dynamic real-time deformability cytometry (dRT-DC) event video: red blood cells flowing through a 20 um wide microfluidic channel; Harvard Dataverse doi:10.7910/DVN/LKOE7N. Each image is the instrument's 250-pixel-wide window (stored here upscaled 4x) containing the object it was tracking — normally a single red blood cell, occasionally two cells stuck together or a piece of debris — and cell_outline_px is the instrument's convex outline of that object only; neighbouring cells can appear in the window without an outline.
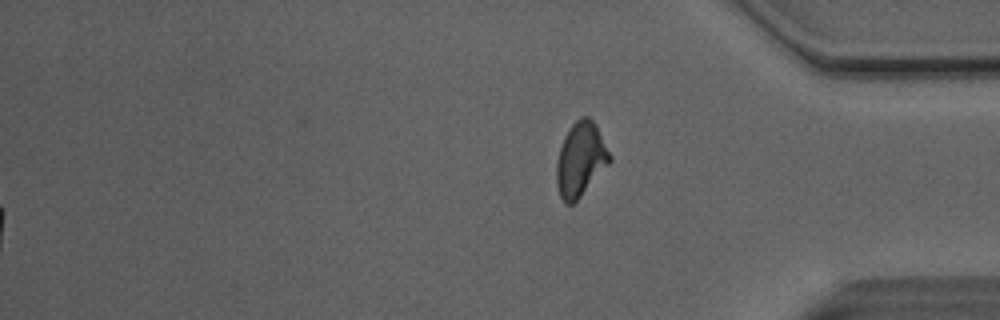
{"species": "Egyptian fruit bat (a non-hibernating species)", "species_latin": "Rousettus aegyptiacus", "temperature_condition": "room temperature", "stored_images_in_passage": 51, "camera_frame_rate_fps": 3000, "um_per_image_px": 0.085, "animal": {"sex": "male"}, "frame": {"image": 1, "passage_image": 51, "time_ms": 16.667, "image_size_px": [1000, 320], "cell_outline_px": [[612, 160], [580, 196], [572, 204], [564, 204], [560, 196], [556, 184], [556, 164], [560, 148], [572, 124], [580, 116], [588, 116], [596, 124], [612, 156]], "centroid_in_image_um": [49.35, 13.54], "position_along_channel_um": 385.8, "area_um2": 22.72}, "authors_computed_cell_mechanics": {"area_um2": 19.1896, "velocity_mm_per_s": 4.1138, "shape_relaxation_time_tau1_ms": 6.7207, "shape_relaxation_time_tau2_ms": 1.4213, "deformation_change_tau1": 0.1311, "deformation_change_tau2": 0.0792}}